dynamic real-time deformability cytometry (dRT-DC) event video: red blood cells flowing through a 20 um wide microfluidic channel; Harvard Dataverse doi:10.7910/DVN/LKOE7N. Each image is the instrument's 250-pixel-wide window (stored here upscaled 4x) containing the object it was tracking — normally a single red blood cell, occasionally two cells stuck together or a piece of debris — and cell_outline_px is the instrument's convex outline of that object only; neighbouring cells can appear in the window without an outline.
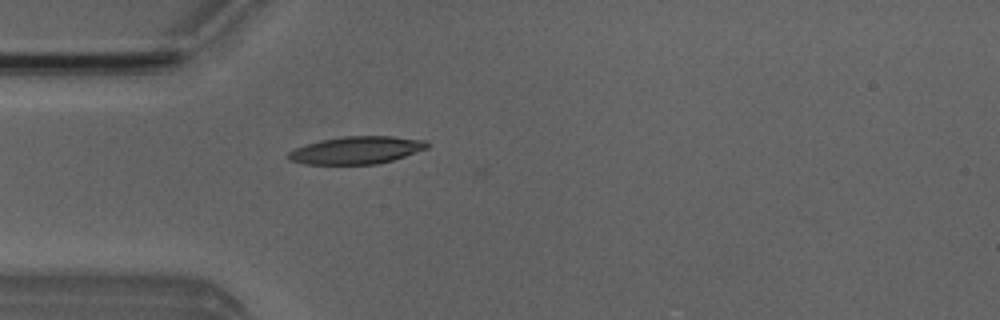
{"species": "Egyptian fruit bat (a non-hibernating species)", "species_latin": "Rousettus aegyptiacus", "temperature_condition": "room temperature", "stored_images_in_passage": 6, "camera_frame_rate_fps": 3000, "um_per_image_px": 0.085, "animal": {"sex": "male"}, "frame": {"image": 1, "passage_image": 6, "time_ms": 5.667, "image_size_px": [1000, 320], "cell_outline_px": [[428, 148], [392, 160], [376, 164], [304, 164], [288, 160], [288, 152], [296, 148], [320, 140], [344, 136], [392, 136], [428, 140]], "centroid_in_image_um": [30.31, 12.76], "position_along_channel_um": 54.7, "area_um2": 22.2}}